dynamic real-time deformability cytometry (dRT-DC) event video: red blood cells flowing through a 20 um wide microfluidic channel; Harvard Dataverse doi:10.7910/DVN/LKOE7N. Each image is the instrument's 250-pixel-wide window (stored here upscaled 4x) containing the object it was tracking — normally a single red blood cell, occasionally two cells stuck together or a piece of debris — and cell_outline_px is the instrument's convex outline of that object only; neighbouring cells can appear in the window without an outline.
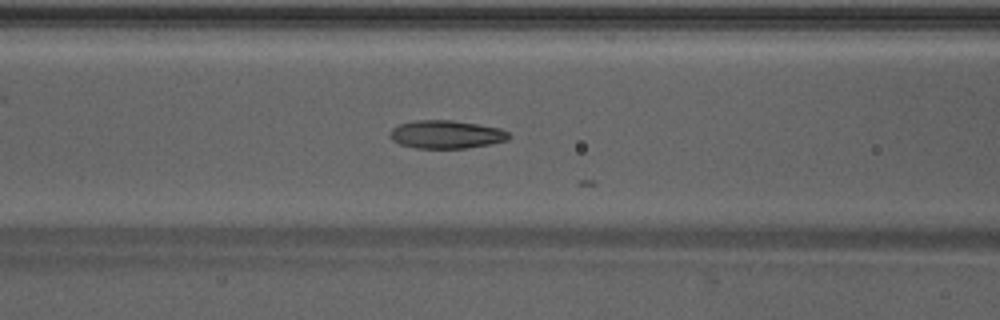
{"species": "Egyptian fruit bat (a non-hibernating species)", "species_latin": "Rousettus aegyptiacus", "temperature_condition": "warm", "stored_images_in_passage": 28, "camera_frame_rate_fps": 3000, "um_per_image_px": 0.085, "animal": {"sex": "male"}, "frame": {"image": 1, "passage_image": 20, "time_ms": 6.333, "image_size_px": [1000, 320], "cell_outline_px": [[512, 136], [508, 140], [488, 144], [464, 148], [416, 148], [400, 144], [392, 140], [388, 136], [388, 132], [392, 128], [400, 124], [416, 120], [452, 120], [500, 128], [508, 132]], "centroid_in_image_um": [37.9, 11.42], "position_along_channel_um": 128.7, "area_um2": 19.48}}
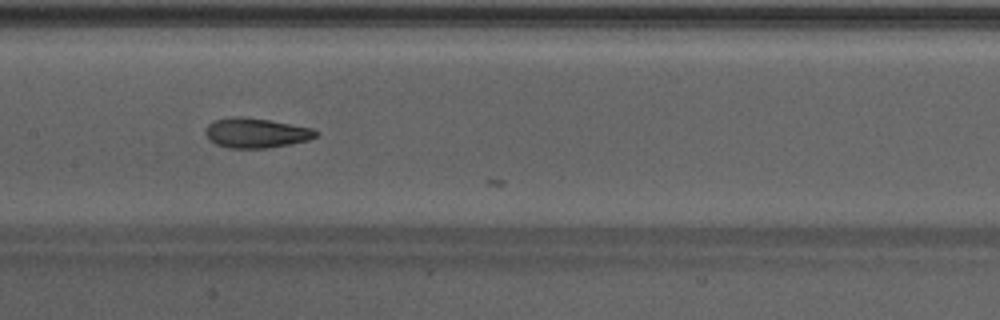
{"frame": {"image": 2, "passage_image": 24, "time_ms": 7.667, "image_size_px": [1000, 320], "cell_outline_px": [[316, 136], [308, 140], [288, 144], [264, 148], [228, 148], [216, 144], [208, 140], [204, 132], [208, 124], [216, 120], [236, 116], [240, 116], [268, 120], [312, 128], [316, 132]], "centroid_in_image_um": [21.7, 11.3], "position_along_channel_um": 185.7, "area_um2": 18.9}}
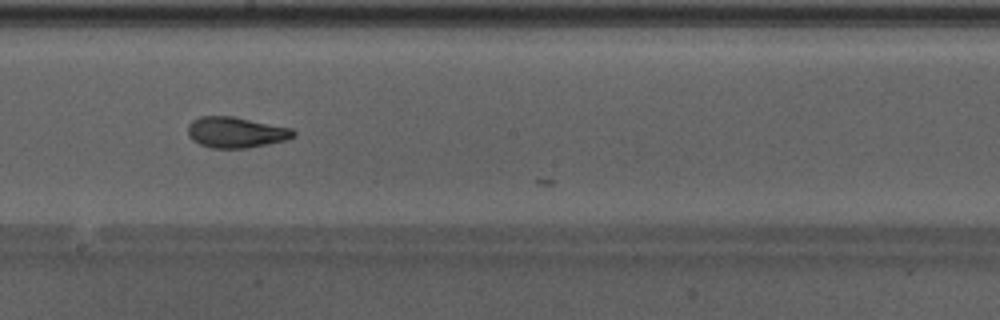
{"frame": {"image": 3, "passage_image": 27, "time_ms": 8.667, "image_size_px": [1000, 320], "cell_outline_px": [[296, 136], [284, 140], [268, 144], [248, 148], [212, 148], [200, 144], [192, 140], [188, 136], [188, 124], [192, 120], [200, 116], [232, 116], [292, 128], [296, 132]], "centroid_in_image_um": [20.04, 11.25], "position_along_channel_um": 228.2, "area_um2": 19.02}}